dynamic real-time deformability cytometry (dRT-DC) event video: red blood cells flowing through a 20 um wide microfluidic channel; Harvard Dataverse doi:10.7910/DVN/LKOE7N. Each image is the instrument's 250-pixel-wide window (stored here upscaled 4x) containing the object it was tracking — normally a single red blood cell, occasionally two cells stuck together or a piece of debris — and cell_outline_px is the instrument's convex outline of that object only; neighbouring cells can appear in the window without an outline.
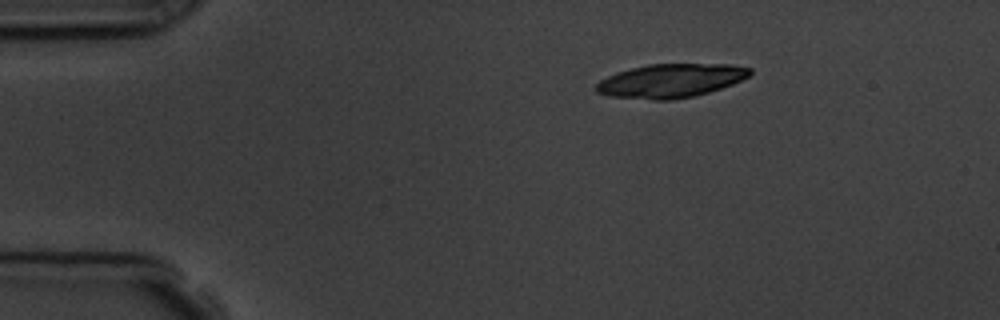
{"species": "common noctule bat (a hibernating species)", "species_latin": "Nyctalus noctula", "temperature_condition": "room temperature", "stored_images_in_passage": 2, "camera_frame_rate_fps": 3000, "um_per_image_px": 0.085, "animal": {"sex": "male", "body_mass_g": 19.5, "forearm_length_mm": 54.6}, "frame": {"image": 1, "passage_image": 1, "time_ms": 0.0, "image_size_px": [1000, 320], "cell_outline_px": [[752, 72], [748, 76], [732, 84], [696, 96], [672, 100], [652, 100], [608, 96], [596, 92], [596, 84], [600, 80], [616, 72], [648, 64], [732, 64], [752, 68]], "centroid_in_image_um": [57.0, 6.86], "position_along_channel_um": 28.0, "area_um2": 30.29}}